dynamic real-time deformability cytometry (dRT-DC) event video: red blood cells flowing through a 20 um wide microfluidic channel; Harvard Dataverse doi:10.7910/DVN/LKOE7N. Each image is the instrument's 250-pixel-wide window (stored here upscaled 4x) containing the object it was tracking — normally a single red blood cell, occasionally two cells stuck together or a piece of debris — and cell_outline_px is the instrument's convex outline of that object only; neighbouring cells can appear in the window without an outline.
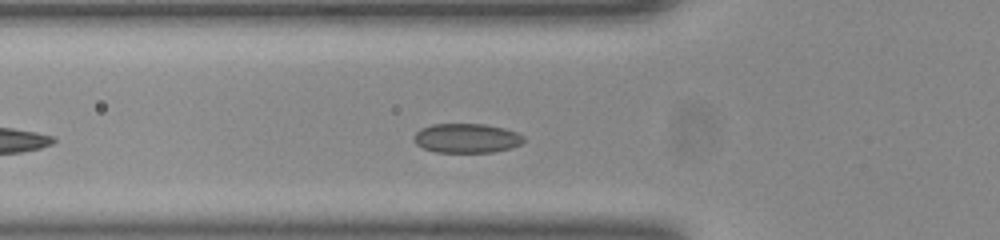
{"species": "common noctule bat (a hibernating species)", "species_latin": "Nyctalus noctula", "temperature_condition": "room temperature", "stored_images_in_passage": 29, "camera_frame_rate_fps": 3000, "um_per_image_px": 0.085, "animal": {"sex": "female", "body_mass_g": 23.0, "forearm_length_mm": 53.4}, "frame": {"image": 1, "passage_image": 8, "time_ms": 2.333, "image_size_px": [1000, 240], "cell_outline_px": [[524, 140], [520, 144], [508, 148], [492, 152], [436, 152], [424, 148], [416, 144], [412, 136], [420, 128], [432, 124], [484, 124], [504, 128], [516, 132], [524, 136]], "centroid_in_image_um": [39.62, 11.74], "position_along_channel_um": 86.2, "area_um2": 18.73}}
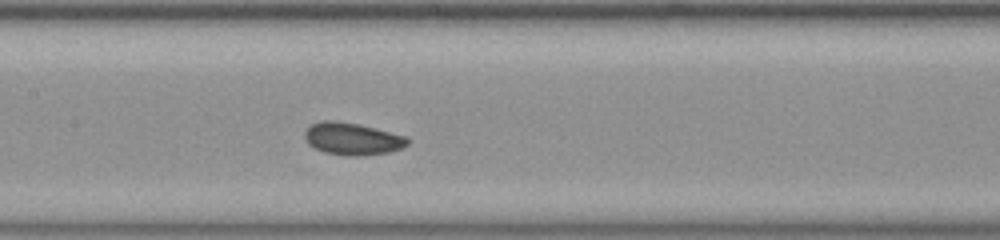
{"frame": {"image": 2, "passage_image": 15, "time_ms": 4.667, "image_size_px": [1000, 240], "cell_outline_px": [[408, 144], [404, 148], [388, 152], [360, 156], [348, 156], [324, 152], [308, 144], [304, 136], [304, 132], [312, 124], [320, 120], [336, 120], [356, 124], [408, 136]], "centroid_in_image_um": [29.95, 11.8], "position_along_channel_um": 177.4, "area_um2": 19.31}}
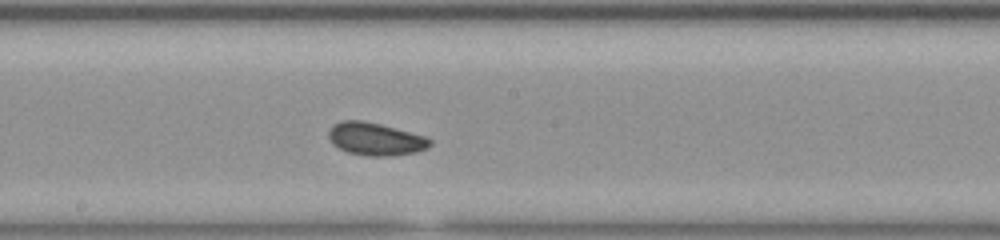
{"frame": {"image": 3, "passage_image": 18, "time_ms": 5.667, "image_size_px": [1000, 240], "cell_outline_px": [[432, 144], [428, 148], [416, 152], [388, 156], [368, 156], [348, 152], [332, 144], [328, 136], [328, 132], [332, 124], [340, 120], [364, 120], [396, 128], [424, 136], [432, 140]], "centroid_in_image_um": [31.89, 11.8], "position_along_channel_um": 216.3, "area_um2": 19.42}}